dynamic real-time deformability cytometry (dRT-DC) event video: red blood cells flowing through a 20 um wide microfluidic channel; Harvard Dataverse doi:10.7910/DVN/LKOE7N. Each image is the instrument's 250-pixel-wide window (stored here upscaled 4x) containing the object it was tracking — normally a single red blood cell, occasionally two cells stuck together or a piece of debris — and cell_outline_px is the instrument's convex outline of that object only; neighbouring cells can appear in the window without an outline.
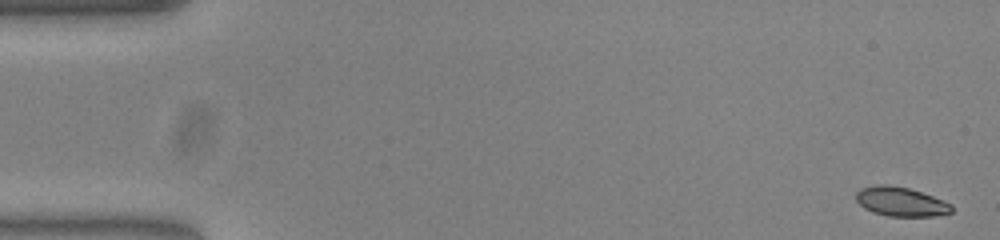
{"species": "common noctule bat (a hibernating species)", "species_latin": "Nyctalus noctula", "temperature_condition": "warm", "stored_images_in_passage": 54, "camera_frame_rate_fps": 3000, "um_per_image_px": 0.085, "animal": {"sex": "female", "body_mass_g": 23.0, "forearm_length_mm": 53.4}, "frame": {"image": 1, "passage_image": 1, "time_ms": 0.0, "image_size_px": [1000, 240], "cell_outline_px": [[952, 212], [936, 216], [888, 216], [872, 212], [864, 208], [856, 200], [856, 192], [860, 188], [876, 184], [888, 184], [908, 188], [944, 200], [952, 204]], "centroid_in_image_um": [76.55, 17.14], "position_along_channel_um": 8.4, "area_um2": 16.36}}
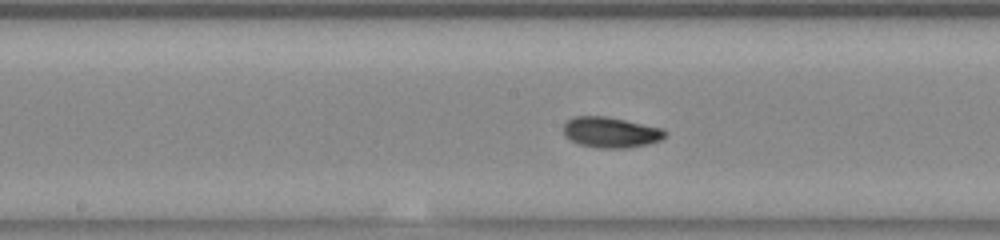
{"frame": {"image": 2, "passage_image": 27, "time_ms": 8.667, "image_size_px": [1000, 240], "cell_outline_px": [[668, 136], [660, 140], [648, 144], [628, 148], [600, 148], [576, 144], [564, 136], [564, 124], [572, 116], [608, 116], [664, 128], [668, 132]], "centroid_in_image_um": [51.94, 11.24], "position_along_channel_um": 196.3, "area_um2": 18.55}}
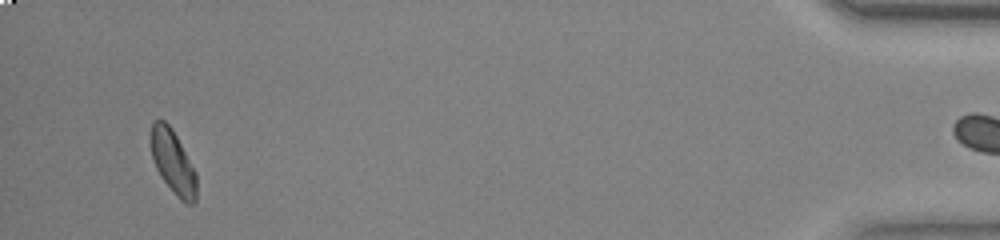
{"frame": {"image": 3, "passage_image": 51, "time_ms": 16.667, "image_size_px": [1000, 240], "cell_outline_px": [[196, 200], [192, 204], [188, 204], [180, 200], [176, 196], [160, 176], [152, 160], [152, 120], [164, 120], [172, 128], [196, 172]], "centroid_in_image_um": [14.71, 13.8], "position_along_channel_um": 420.5, "area_um2": 16.76}}